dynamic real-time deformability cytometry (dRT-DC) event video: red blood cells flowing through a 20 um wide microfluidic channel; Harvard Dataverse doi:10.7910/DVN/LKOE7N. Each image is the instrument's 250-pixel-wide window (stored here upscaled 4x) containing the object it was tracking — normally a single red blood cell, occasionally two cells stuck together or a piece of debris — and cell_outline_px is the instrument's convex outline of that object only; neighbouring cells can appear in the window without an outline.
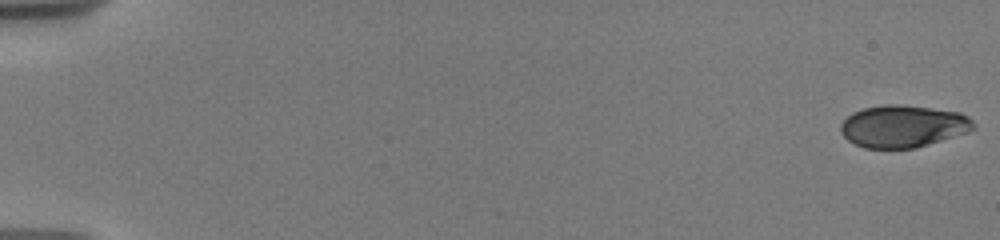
{"species": "human", "species_latin": "Homo sapiens", "temperature_condition": "warm", "stored_images_in_passage": 67, "camera_frame_rate_fps": 3000, "um_per_image_px": 0.085, "donor": {"sex": "male"}, "frame": {"image": 1, "passage_image": 1, "time_ms": 0.0, "image_size_px": [1000, 240], "cell_outline_px": [[976, 128], [916, 148], [864, 148], [848, 140], [840, 132], [840, 124], [852, 112], [864, 108], [884, 104], [900, 104], [960, 112], [968, 116], [976, 124]], "centroid_in_image_um": [76.73, 10.72], "position_along_channel_um": 8.3, "area_um2": 32.48}}
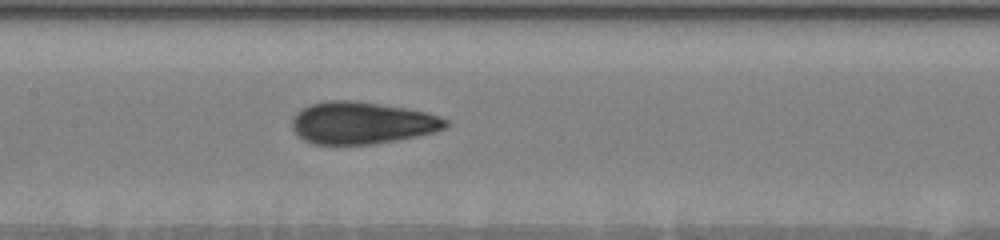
{"frame": {"image": 2, "passage_image": 29, "time_ms": 9.333, "image_size_px": [1000, 240], "cell_outline_px": [[448, 124], [444, 128], [432, 132], [416, 136], [396, 140], [372, 144], [312, 144], [304, 140], [292, 128], [292, 120], [296, 112], [300, 108], [308, 104], [328, 100], [352, 100], [380, 104], [428, 112], [440, 116], [448, 120]], "centroid_in_image_um": [30.73, 10.43], "position_along_channel_um": 176.7, "area_um2": 37.69}}
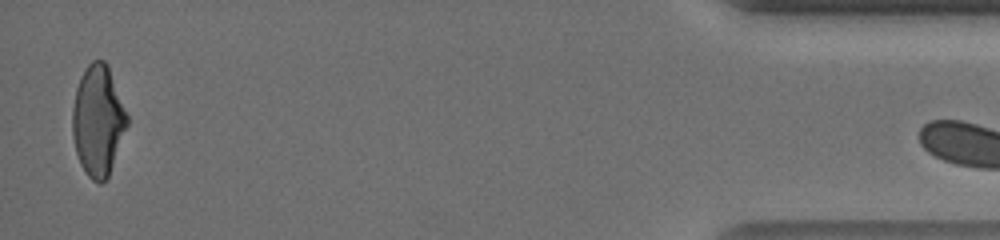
{"frame": {"image": 3, "passage_image": 65, "time_ms": 18.0, "image_size_px": [1000, 240], "cell_outline_px": [[128, 124], [108, 176], [100, 184], [92, 180], [88, 176], [80, 164], [76, 152], [72, 136], [72, 108], [76, 88], [80, 76], [88, 64], [92, 60], [104, 60], [108, 64], [128, 116]], "centroid_in_image_um": [8.31, 10.23], "position_along_channel_um": 426.9, "area_um2": 35.26}}